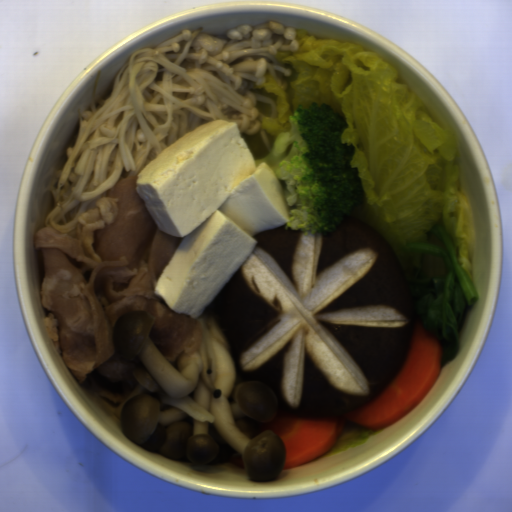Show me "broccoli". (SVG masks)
<instances>
[{
	"instance_id": "obj_1",
	"label": "broccoli",
	"mask_w": 512,
	"mask_h": 512,
	"mask_svg": "<svg viewBox=\"0 0 512 512\" xmlns=\"http://www.w3.org/2000/svg\"><path fill=\"white\" fill-rule=\"evenodd\" d=\"M289 126L264 158L253 161L256 168L265 163L282 189L290 215L284 229L325 236L363 196L351 165L354 146L341 139L348 124L332 106L313 101L290 115Z\"/></svg>"
}]
</instances>
